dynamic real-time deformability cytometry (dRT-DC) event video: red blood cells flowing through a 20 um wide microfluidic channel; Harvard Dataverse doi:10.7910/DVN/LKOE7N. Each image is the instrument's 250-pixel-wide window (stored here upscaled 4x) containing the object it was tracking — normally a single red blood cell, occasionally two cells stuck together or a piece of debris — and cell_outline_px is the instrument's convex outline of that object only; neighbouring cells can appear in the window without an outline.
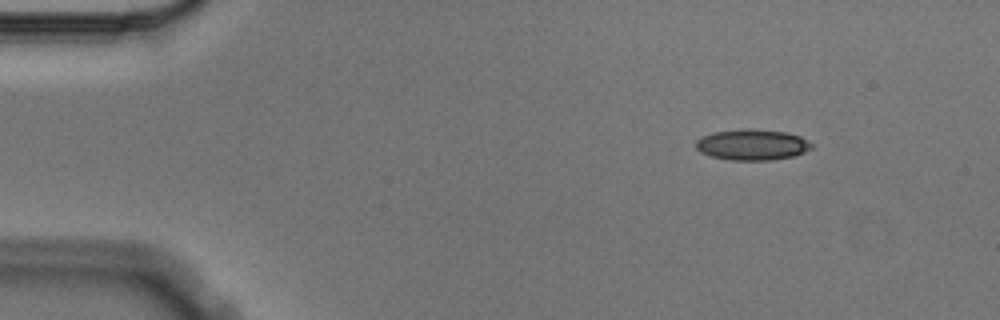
{"species": "Egyptian fruit bat (a non-hibernating species)", "species_latin": "Rousettus aegyptiacus", "temperature_condition": "cold", "stored_images_in_passage": 4, "camera_frame_rate_fps": 3000, "um_per_image_px": 0.085, "animal": {"sex": "male"}, "frame": {"image": 1, "passage_image": 1, "time_ms": 0.0, "image_size_px": [1000, 320], "cell_outline_px": [[812, 148], [796, 156], [772, 160], [732, 160], [712, 156], [700, 152], [696, 148], [696, 140], [712, 132], [748, 128], [788, 132], [800, 136], [808, 140], [812, 144]], "centroid_in_image_um": [63.97, 12.3], "position_along_channel_um": 21.0, "area_um2": 20.92}}
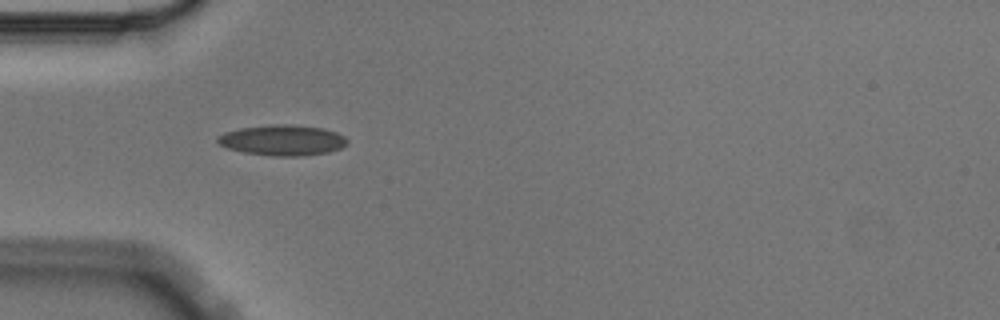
{"frame": {"image": 2, "passage_image": 3, "time_ms": 0.667, "image_size_px": [1000, 320], "cell_outline_px": [[348, 144], [340, 148], [328, 152], [304, 156], [276, 156], [244, 152], [228, 148], [220, 144], [216, 140], [216, 136], [224, 132], [240, 128], [268, 124], [292, 124], [324, 128], [336, 132], [344, 136], [348, 140]], "centroid_in_image_um": [24.02, 11.9], "position_along_channel_um": 61.0, "area_um2": 23.29}}
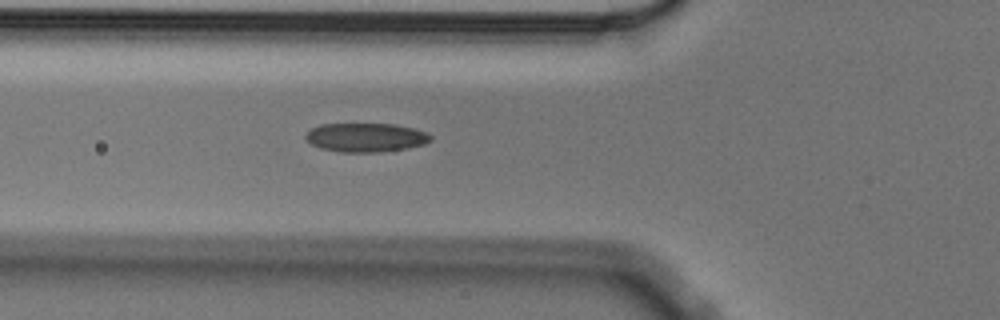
{"frame": {"image": 3, "passage_image": 4, "time_ms": 1.0, "image_size_px": [1000, 320], "cell_outline_px": [[432, 140], [424, 144], [404, 148], [380, 152], [340, 152], [320, 148], [312, 144], [304, 136], [312, 128], [320, 124], [396, 124], [428, 132], [432, 136]], "centroid_in_image_um": [31.11, 11.68], "position_along_channel_um": 94.7, "area_um2": 20.98}}